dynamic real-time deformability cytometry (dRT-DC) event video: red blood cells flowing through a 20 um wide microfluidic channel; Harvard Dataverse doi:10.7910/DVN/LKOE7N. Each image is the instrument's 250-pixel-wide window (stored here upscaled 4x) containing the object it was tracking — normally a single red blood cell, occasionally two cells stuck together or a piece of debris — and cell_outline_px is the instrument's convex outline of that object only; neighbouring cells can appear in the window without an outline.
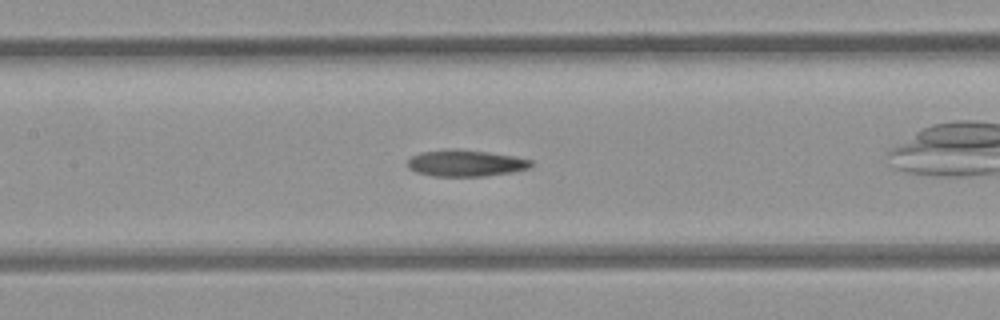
{"species": "common noctule bat (a hibernating species)", "species_latin": "Nyctalus noctula", "temperature_condition": "room temperature", "stored_images_in_passage": 20, "camera_frame_rate_fps": 3000, "um_per_image_px": 0.085, "animal": {"sex": "female", "body_mass_g": 21.9}, "frame": {"image": 1, "passage_image": 9, "time_ms": 2.667, "image_size_px": [1000, 320], "cell_outline_px": [[532, 168], [512, 172], [484, 176], [436, 176], [416, 172], [408, 168], [408, 160], [412, 156], [420, 152], [488, 152], [516, 156], [532, 160]], "centroid_in_image_um": [39.66, 13.92], "position_along_channel_um": 167.7, "area_um2": 18.21}}
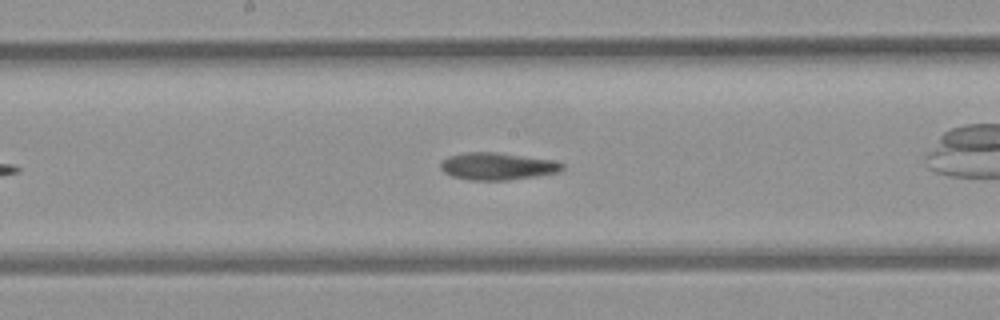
{"frame": {"image": 2, "passage_image": 12, "time_ms": 3.667, "image_size_px": [1000, 320], "cell_outline_px": [[564, 168], [560, 172], [536, 176], [508, 180], [472, 180], [452, 176], [444, 172], [440, 168], [440, 164], [448, 156], [468, 152], [496, 152], [552, 160], [564, 164]], "centroid_in_image_um": [42.29, 14.13], "position_along_channel_um": 205.9, "area_um2": 19.19}}
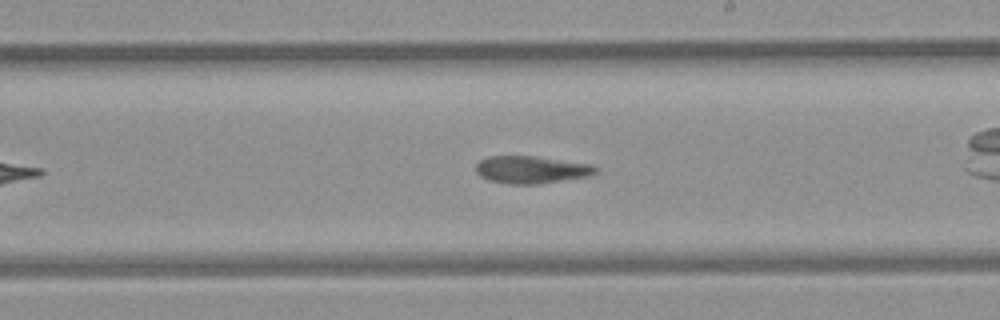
{"frame": {"image": 3, "passage_image": 15, "time_ms": 4.667, "image_size_px": [1000, 320], "cell_outline_px": [[600, 168], [592, 176], [540, 184], [508, 184], [488, 180], [480, 176], [476, 172], [476, 164], [480, 160], [488, 156], [532, 156], [592, 164]], "centroid_in_image_um": [45.19, 14.43], "position_along_channel_um": 243.8, "area_um2": 19.36}}